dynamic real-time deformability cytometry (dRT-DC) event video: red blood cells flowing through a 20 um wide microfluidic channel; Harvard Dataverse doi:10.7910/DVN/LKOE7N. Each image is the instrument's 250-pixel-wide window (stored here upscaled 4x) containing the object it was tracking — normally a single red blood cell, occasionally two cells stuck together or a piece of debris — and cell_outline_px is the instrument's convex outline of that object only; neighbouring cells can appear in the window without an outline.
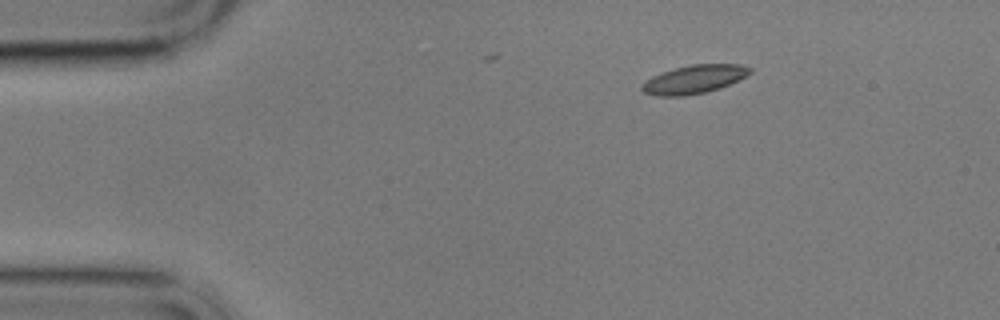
{"species": "common noctule bat (a hibernating species)", "species_latin": "Nyctalus noctula", "temperature_condition": "cold", "stored_images_in_passage": 7, "camera_frame_rate_fps": 3000, "um_per_image_px": 0.085, "animal": {"sex": "male", "body_mass_g": 17.9}, "frame": {"image": 1, "passage_image": 1, "time_ms": 0.0, "image_size_px": [1000, 320], "cell_outline_px": [[752, 72], [748, 76], [720, 88], [704, 92], [684, 96], [656, 96], [644, 92], [640, 88], [640, 84], [652, 76], [676, 68], [692, 64], [740, 64], [752, 68]], "centroid_in_image_um": [59.02, 6.74], "position_along_channel_um": 26.0, "area_um2": 17.92}}
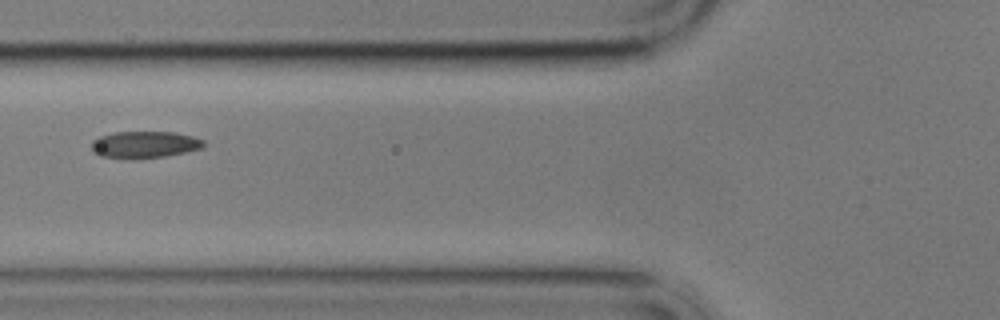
{"frame": {"image": 2, "passage_image": 4, "time_ms": 4.333, "image_size_px": [1000, 320], "cell_outline_px": [[204, 144], [200, 148], [184, 152], [164, 156], [132, 160], [100, 156], [92, 152], [92, 140], [100, 136], [116, 132], [176, 132], [192, 136], [204, 140]], "centroid_in_image_um": [12.24, 12.3], "position_along_channel_um": 113.6, "area_um2": 17.63}}
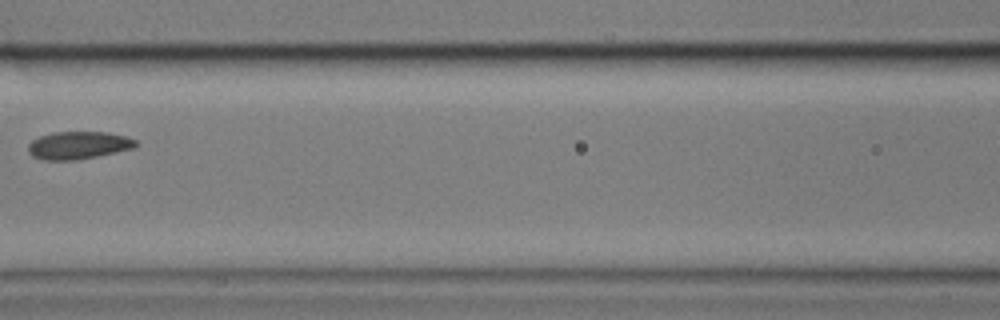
{"frame": {"image": 3, "passage_image": 5, "time_ms": 5.667, "image_size_px": [1000, 320], "cell_outline_px": [[140, 144], [132, 148], [116, 152], [76, 160], [44, 160], [32, 156], [28, 152], [28, 144], [32, 140], [40, 136], [52, 132], [108, 132], [128, 136], [136, 140]], "centroid_in_image_um": [6.67, 12.34], "position_along_channel_um": 159.9, "area_um2": 17.46}}